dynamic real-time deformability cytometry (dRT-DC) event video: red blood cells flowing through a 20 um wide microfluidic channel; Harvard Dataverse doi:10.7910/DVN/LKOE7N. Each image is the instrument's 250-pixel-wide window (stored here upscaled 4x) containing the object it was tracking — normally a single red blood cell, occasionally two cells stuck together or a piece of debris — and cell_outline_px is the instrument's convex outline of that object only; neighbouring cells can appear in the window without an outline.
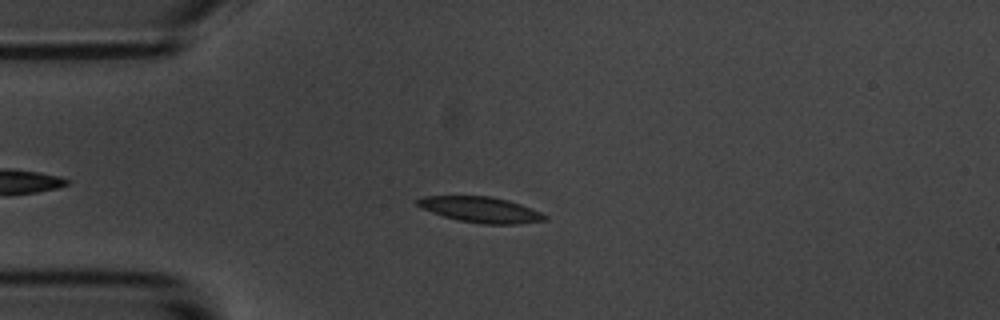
{"species": "common noctule bat (a hibernating species)", "species_latin": "Nyctalus noctula", "temperature_condition": "room temperature", "stored_images_in_passage": 48, "camera_frame_rate_fps": 3000, "um_per_image_px": 0.085, "animal": {"sex": "male", "body_mass_g": 20.1, "forearm_length_mm": 53.5}, "frame": {"image": 1, "passage_image": 10, "time_ms": 3.0, "image_size_px": [1000, 320], "cell_outline_px": [[548, 220], [520, 224], [484, 224], [456, 220], [420, 208], [416, 204], [416, 200], [424, 196], [488, 196], [508, 200], [520, 204], [540, 212], [548, 216]], "centroid_in_image_um": [40.86, 17.83], "position_along_channel_um": 44.1, "area_um2": 19.07}}
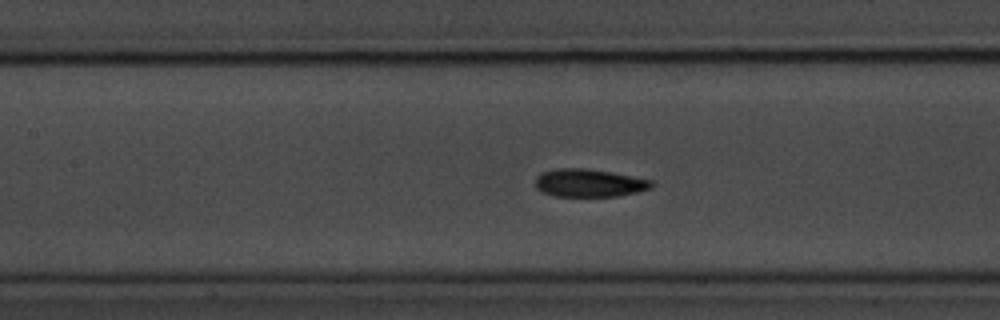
{"frame": {"image": 2, "passage_image": 21, "time_ms": 6.667, "image_size_px": [1000, 320], "cell_outline_px": [[656, 184], [652, 188], [636, 192], [616, 196], [552, 196], [540, 192], [536, 188], [536, 176], [544, 172], [560, 168], [584, 168], [632, 176], [652, 180]], "centroid_in_image_um": [50.08, 15.56], "position_along_channel_um": 157.3, "area_um2": 18.84}}
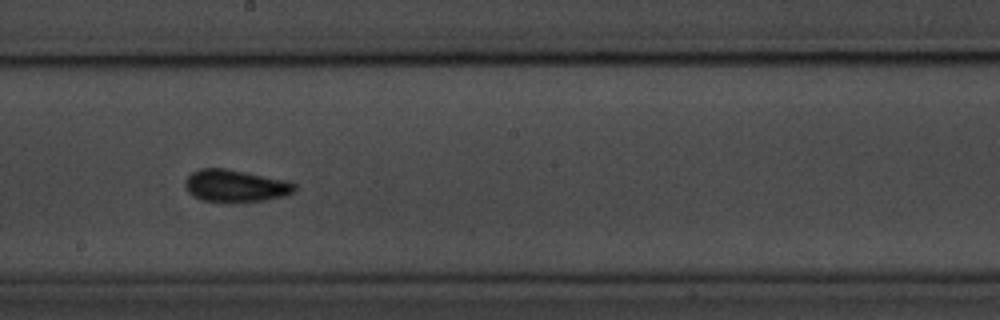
{"frame": {"image": 3, "passage_image": 27, "time_ms": 8.667, "image_size_px": [1000, 320], "cell_outline_px": [[296, 192], [284, 196], [264, 200], [232, 204], [204, 200], [188, 192], [184, 184], [184, 180], [192, 172], [200, 168], [224, 168], [284, 180], [296, 184]], "centroid_in_image_um": [20.01, 15.82], "position_along_channel_um": 228.2, "area_um2": 20.75}, "authors_computed_cell_mechanics": {"area_um2": 18.785, "velocity_mm_per_s": 3.5467, "shape_relaxation_time_tau1_ms": 2.7463, "shape_relaxation_time_tau2_ms": 2.3789, "deformation_change_tau1": 0.1181, "deformation_change_tau2": 0.078}}